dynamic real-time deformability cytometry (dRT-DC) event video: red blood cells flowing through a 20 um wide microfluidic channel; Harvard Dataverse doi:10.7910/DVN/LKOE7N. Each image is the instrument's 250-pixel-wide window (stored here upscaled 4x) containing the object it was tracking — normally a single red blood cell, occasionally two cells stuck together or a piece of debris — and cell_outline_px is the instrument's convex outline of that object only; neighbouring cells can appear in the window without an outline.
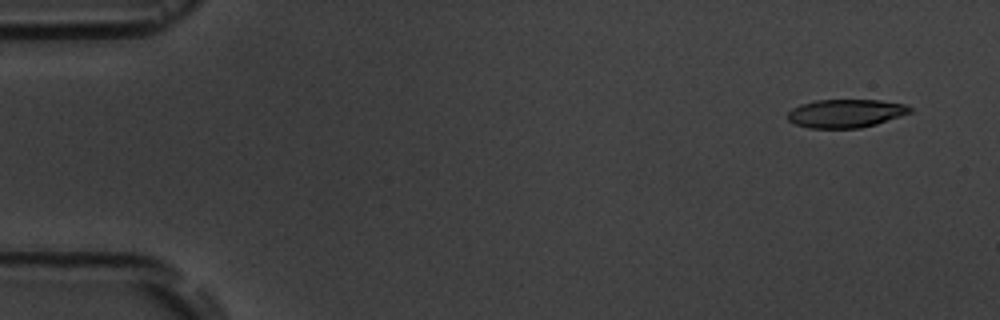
{"species": "common noctule bat (a hibernating species)", "species_latin": "Nyctalus noctula", "temperature_condition": "room temperature", "stored_images_in_passage": 6, "segment_of_instrument_passage": [1, 2], "camera_frame_rate_fps": 3000, "um_per_image_px": 0.085, "animal": {"sex": "male", "body_mass_g": 19.5, "forearm_length_mm": 54.6}, "frame": {"image": 1, "passage_image": 2, "time_ms": 1.0, "image_size_px": [1000, 320], "cell_outline_px": [[912, 112], [876, 124], [860, 128], [808, 128], [796, 124], [788, 120], [788, 112], [792, 108], [800, 104], [816, 100], [880, 100], [904, 104], [912, 108]], "centroid_in_image_um": [71.87, 9.63], "position_along_channel_um": 13.1, "area_um2": 20.17}}